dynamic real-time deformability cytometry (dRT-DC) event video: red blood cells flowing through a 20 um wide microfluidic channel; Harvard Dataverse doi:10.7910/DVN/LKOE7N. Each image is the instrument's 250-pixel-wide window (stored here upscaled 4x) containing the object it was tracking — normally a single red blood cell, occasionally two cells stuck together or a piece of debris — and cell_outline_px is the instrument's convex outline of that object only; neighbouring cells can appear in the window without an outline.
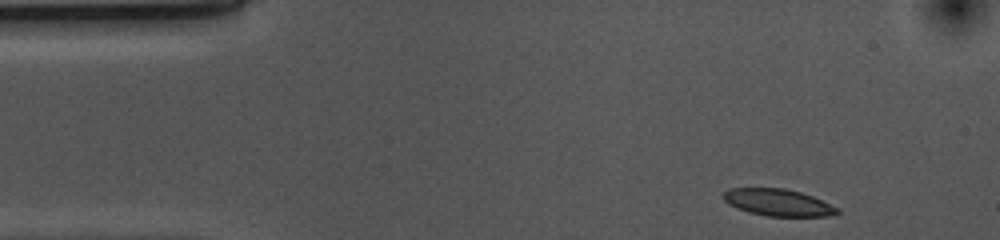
{"species": "common noctule bat (a hibernating species)", "species_latin": "Nyctalus noctula", "temperature_condition": "cold", "stored_images_in_passage": 39, "camera_frame_rate_fps": 3000, "um_per_image_px": 0.085, "animal": {"sex": "female", "body_mass_g": 10.0, "forearm_length_mm": 53.1}, "frame": {"image": 1, "passage_image": 1, "time_ms": 0.0, "image_size_px": [1000, 240], "cell_outline_px": [[840, 212], [828, 216], [768, 216], [748, 212], [736, 208], [728, 204], [724, 200], [724, 192], [728, 188], [784, 188], [800, 192], [812, 196], [840, 208]], "centroid_in_image_um": [66.13, 17.21], "position_along_channel_um": 18.9, "area_um2": 17.86}}
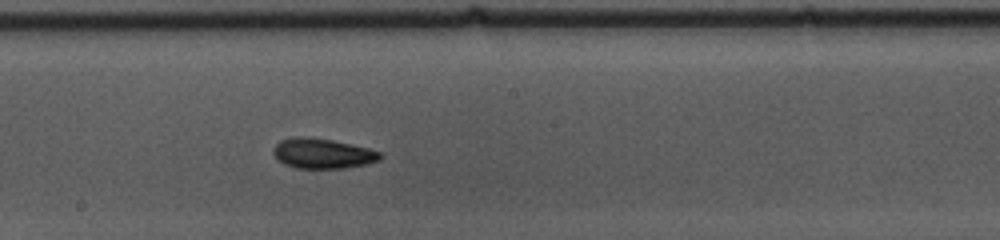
{"frame": {"image": 2, "passage_image": 23, "time_ms": 7.333, "image_size_px": [1000, 240], "cell_outline_px": [[384, 156], [380, 160], [368, 164], [344, 168], [296, 168], [284, 164], [276, 160], [272, 152], [276, 144], [280, 140], [296, 136], [304, 136], [332, 140], [368, 148], [380, 152]], "centroid_in_image_um": [27.41, 13.05], "position_along_channel_um": 220.8, "area_um2": 18.9}}
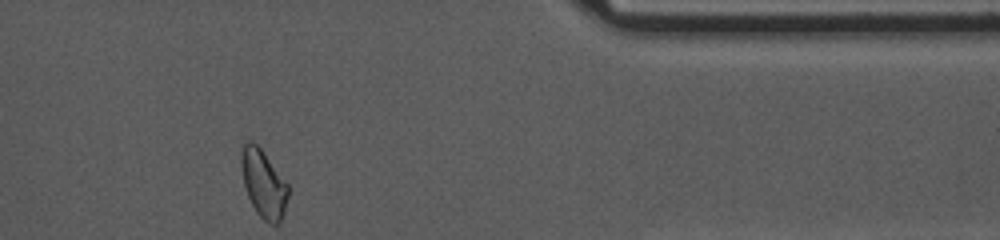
{"frame": {"image": 3, "passage_image": 39, "time_ms": 12.667, "image_size_px": [1000, 240], "cell_outline_px": [[288, 196], [284, 216], [280, 224], [272, 224], [264, 220], [256, 212], [248, 196], [244, 184], [240, 164], [240, 156], [244, 144], [248, 140], [252, 140], [264, 152], [288, 184]], "centroid_in_image_um": [22.41, 15.62], "position_along_channel_um": 389.0, "area_um2": 18.61}, "authors_computed_cell_mechanics": {"area_um2": 18.4382, "velocity_mm_per_s": 3.6744, "shape_relaxation_time_tau1_ms": 2.4079, "shape_relaxation_time_tau2_ms": 2.9607, "deformation_change_tau1": 0.1002, "deformation_change_tau2": 0.083}}